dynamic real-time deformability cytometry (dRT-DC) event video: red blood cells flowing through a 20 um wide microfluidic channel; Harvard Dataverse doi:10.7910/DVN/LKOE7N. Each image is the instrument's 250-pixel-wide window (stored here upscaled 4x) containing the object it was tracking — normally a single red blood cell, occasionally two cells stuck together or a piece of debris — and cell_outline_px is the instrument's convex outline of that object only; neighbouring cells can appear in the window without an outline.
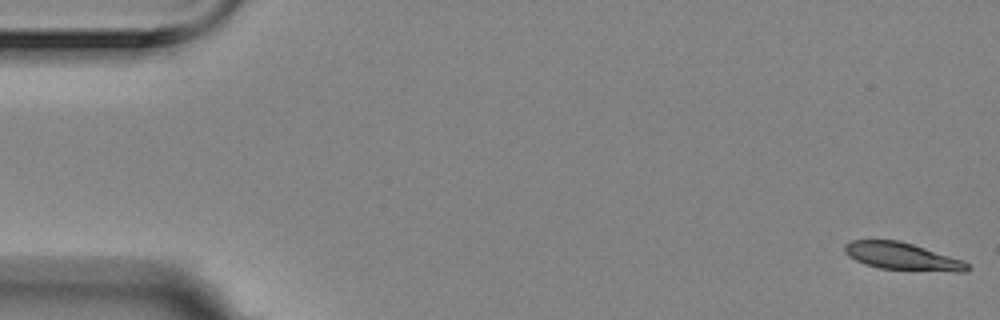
{"species": "Egyptian fruit bat (a non-hibernating species)", "species_latin": "Rousettus aegyptiacus", "temperature_condition": "room temperature", "stored_images_in_passage": 16, "camera_frame_rate_fps": 3000, "um_per_image_px": 0.085, "animal": {"sex": "female"}, "frame": {"image": 1, "passage_image": 1, "time_ms": 0.0, "image_size_px": [1000, 320], "cell_outline_px": [[972, 268], [968, 272], [956, 272], [880, 268], [864, 264], [848, 256], [844, 252], [844, 244], [852, 240], [900, 240], [964, 260]], "centroid_in_image_um": [76.72, 21.79], "position_along_channel_um": 8.3, "area_um2": 19.71}}
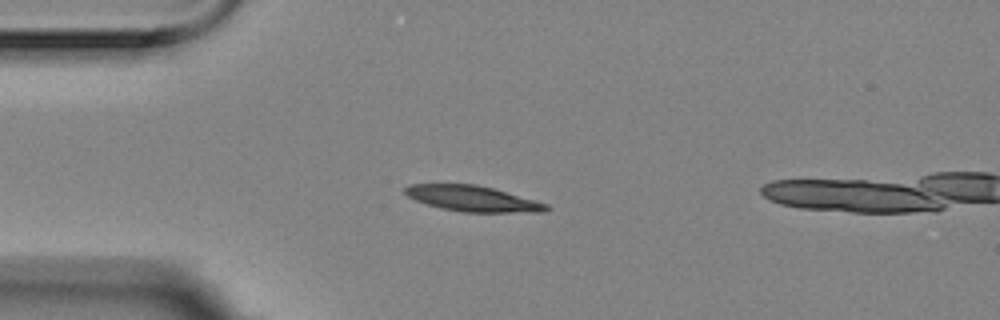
{"frame": {"image": 2, "passage_image": 14, "time_ms": 4.333, "image_size_px": [1000, 320], "cell_outline_px": [[552, 208], [544, 212], [464, 212], [440, 208], [416, 200], [408, 196], [404, 192], [404, 188], [408, 184], [476, 184], [492, 188], [536, 200], [548, 204]], "centroid_in_image_um": [40.2, 16.88], "position_along_channel_um": 44.8, "area_um2": 21.1}}